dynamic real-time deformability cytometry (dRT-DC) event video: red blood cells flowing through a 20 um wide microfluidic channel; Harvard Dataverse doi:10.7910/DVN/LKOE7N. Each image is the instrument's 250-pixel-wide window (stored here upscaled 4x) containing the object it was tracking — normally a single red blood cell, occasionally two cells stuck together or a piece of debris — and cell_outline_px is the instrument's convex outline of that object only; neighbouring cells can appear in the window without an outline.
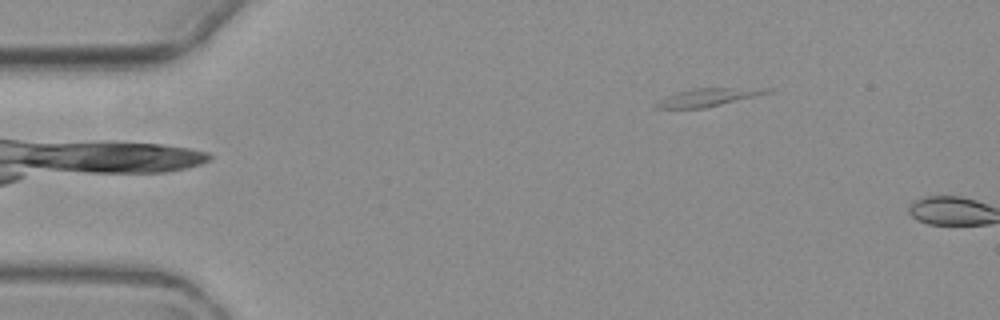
{"species": "common noctule bat (a hibernating species)", "species_latin": "Nyctalus noctula", "temperature_condition": "warm", "stored_images_in_passage": 2, "camera_frame_rate_fps": 3000, "um_per_image_px": 0.085, "animal": {"sex": "female", "body_mass_g": 19.3, "forearm_length_mm": 54.1}, "frame": {"image": 1, "passage_image": 1, "time_ms": 0.0, "image_size_px": [1000, 320], "cell_outline_px": [[772, 92], [704, 108], [656, 108], [652, 104], [676, 92], [696, 88], [772, 88]], "centroid_in_image_um": [60.16, 8.26], "position_along_channel_um": 24.8, "area_um2": 11.33}}